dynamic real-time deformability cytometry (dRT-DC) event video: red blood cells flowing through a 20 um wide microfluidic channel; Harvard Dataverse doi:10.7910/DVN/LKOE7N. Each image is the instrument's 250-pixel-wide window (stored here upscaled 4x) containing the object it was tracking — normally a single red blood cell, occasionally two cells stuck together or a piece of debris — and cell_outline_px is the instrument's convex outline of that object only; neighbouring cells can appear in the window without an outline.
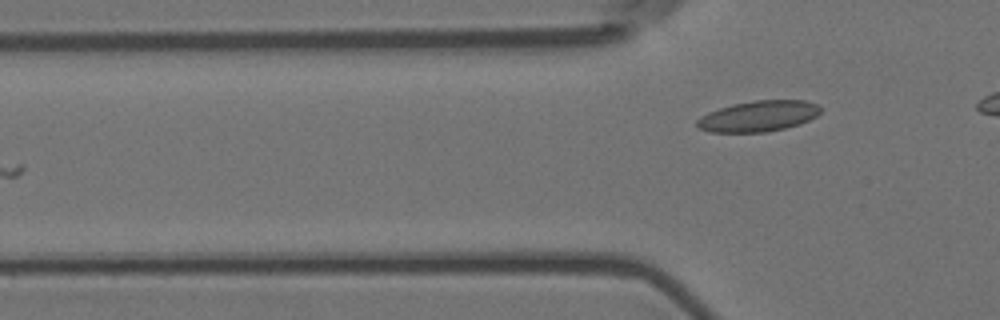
{"species": "Egyptian fruit bat (a non-hibernating species)", "species_latin": "Rousettus aegyptiacus", "temperature_condition": "room temperature", "stored_images_in_passage": 5, "camera_frame_rate_fps": 3000, "um_per_image_px": 0.085, "animal": {"sex": "female"}, "frame": {"image": 1, "passage_image": 5, "time_ms": 1.333, "image_size_px": [1000, 320], "cell_outline_px": [[820, 112], [816, 116], [800, 124], [768, 132], [712, 132], [696, 128], [696, 120], [708, 112], [732, 104], [752, 100], [804, 100], [816, 104], [820, 108]], "centroid_in_image_um": [64.44, 9.87], "position_along_channel_um": 61.4, "area_um2": 22.2}}